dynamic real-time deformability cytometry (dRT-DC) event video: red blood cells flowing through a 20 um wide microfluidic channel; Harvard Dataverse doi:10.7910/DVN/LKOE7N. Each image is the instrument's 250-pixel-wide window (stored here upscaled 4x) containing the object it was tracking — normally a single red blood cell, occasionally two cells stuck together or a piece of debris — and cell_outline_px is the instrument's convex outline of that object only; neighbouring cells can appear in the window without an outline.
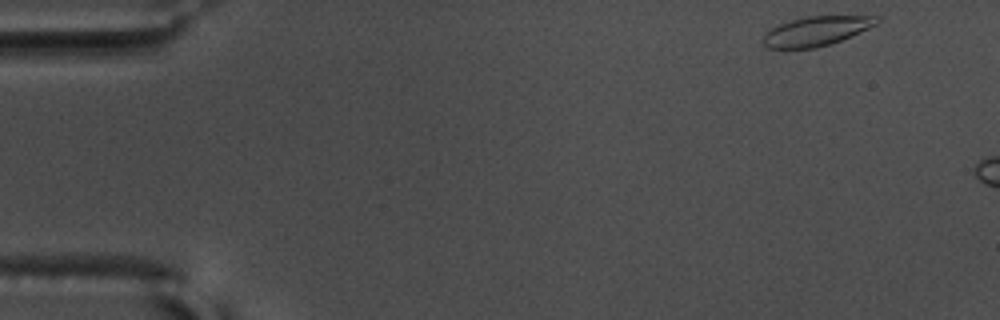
{"species": "common noctule bat (a hibernating species)", "species_latin": "Nyctalus noctula", "temperature_condition": "warm", "stored_images_in_passage": 7, "camera_frame_rate_fps": 3000, "um_per_image_px": 0.085, "animal": {"sex": "male", "body_mass_g": 17.5, "forearm_length_mm": 52.3}, "frame": {"image": 1, "passage_image": 1, "time_ms": 0.0, "image_size_px": [1000, 320], "cell_outline_px": [[880, 20], [876, 24], [852, 36], [816, 48], [768, 48], [760, 40], [764, 32], [780, 24], [792, 20], [808, 16], [876, 16]], "centroid_in_image_um": [69.34, 2.65], "position_along_channel_um": 15.7, "area_um2": 19.31}}